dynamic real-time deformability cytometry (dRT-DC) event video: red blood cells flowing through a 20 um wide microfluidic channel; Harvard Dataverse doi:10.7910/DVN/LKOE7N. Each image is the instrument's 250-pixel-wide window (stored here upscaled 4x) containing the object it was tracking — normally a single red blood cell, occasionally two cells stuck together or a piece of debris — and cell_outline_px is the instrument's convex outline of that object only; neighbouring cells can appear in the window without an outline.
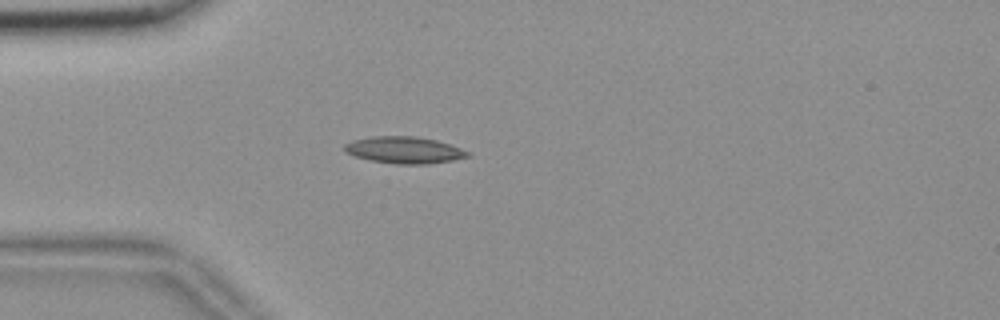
{"species": "common noctule bat (a hibernating species)", "species_latin": "Nyctalus noctula", "temperature_condition": "room temperature", "stored_images_in_passage": 41, "camera_frame_rate_fps": 3000, "um_per_image_px": 0.085, "animal": {"sex": "female", "body_mass_g": 18.4}, "frame": {"image": 1, "passage_image": 1, "time_ms": 0.0, "image_size_px": [1000, 320], "cell_outline_px": [[472, 156], [452, 160], [428, 164], [396, 164], [372, 160], [356, 156], [344, 152], [344, 144], [352, 140], [372, 136], [416, 136], [436, 140], [472, 152]], "centroid_in_image_um": [34.38, 12.75], "position_along_channel_um": 50.6, "area_um2": 19.25}}
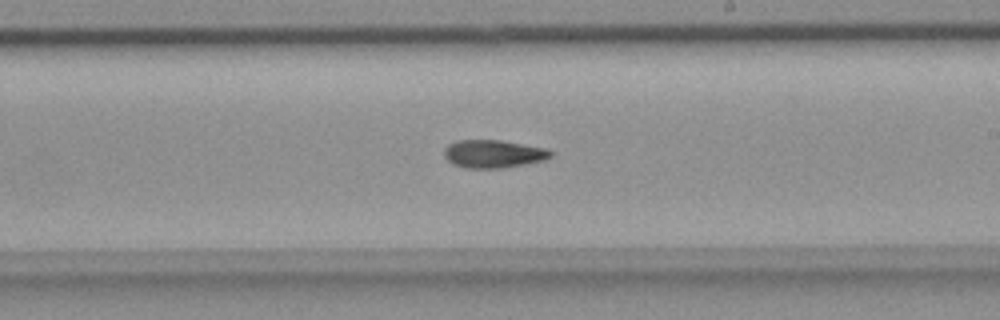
{"frame": {"image": 2, "passage_image": 18, "time_ms": 5.667, "image_size_px": [1000, 320], "cell_outline_px": [[552, 156], [544, 160], [524, 164], [500, 168], [468, 168], [452, 164], [444, 156], [444, 148], [448, 144], [456, 140], [500, 140], [548, 148], [552, 152]], "centroid_in_image_um": [41.93, 13.07], "position_along_channel_um": 247.1, "area_um2": 17.4}}
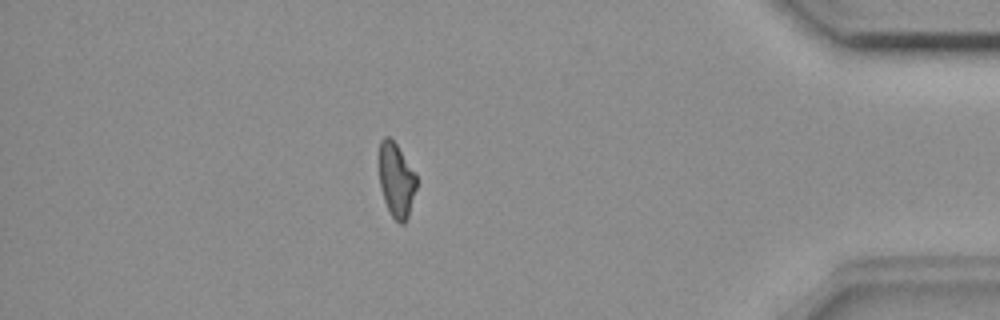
{"frame": {"image": 3, "passage_image": 34, "time_ms": 11.0, "image_size_px": [1000, 320], "cell_outline_px": [[416, 188], [408, 216], [404, 224], [400, 224], [392, 216], [384, 200], [380, 188], [380, 140], [384, 136], [388, 136], [396, 144], [416, 176]], "centroid_in_image_um": [33.67, 15.33], "position_along_channel_um": 401.5, "area_um2": 15.72}, "authors_computed_cell_mechanics": {"area_um2": 17.2244, "velocity_mm_per_s": 3.6611, "shape_relaxation_time_tau1_ms": null, "shape_relaxation_time_tau2_ms": 10.5651, "deformation_change_tau1": null, "deformation_change_tau2": 0.1929}}